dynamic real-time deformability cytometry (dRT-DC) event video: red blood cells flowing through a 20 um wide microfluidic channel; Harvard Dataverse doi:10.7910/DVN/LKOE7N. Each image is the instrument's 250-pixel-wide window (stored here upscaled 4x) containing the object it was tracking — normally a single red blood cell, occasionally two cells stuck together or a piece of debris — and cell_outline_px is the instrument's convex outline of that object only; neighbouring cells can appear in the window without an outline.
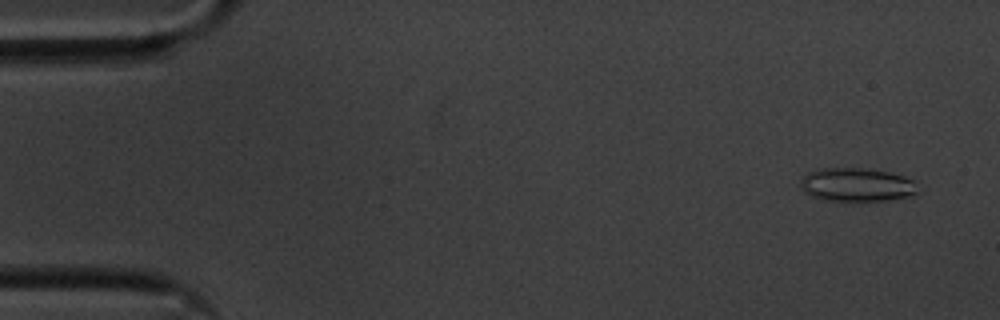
{"species": "common noctule bat (a hibernating species)", "species_latin": "Nyctalus noctula", "temperature_condition": "cold", "stored_images_in_passage": 56, "camera_frame_rate_fps": 3000, "um_per_image_px": 0.085, "animal": {"sex": "male", "body_mass_g": 20.1, "forearm_length_mm": 53.5}, "frame": {"image": 1, "passage_image": 3, "time_ms": 0.667, "image_size_px": [1000, 320], "cell_outline_px": [[920, 192], [908, 196], [888, 200], [824, 200], [812, 196], [804, 192], [800, 188], [800, 180], [808, 172], [816, 168], [868, 168], [892, 172], [904, 176], [912, 180]], "centroid_in_image_um": [72.8, 15.68], "position_along_channel_um": 12.2, "area_um2": 23.06}}
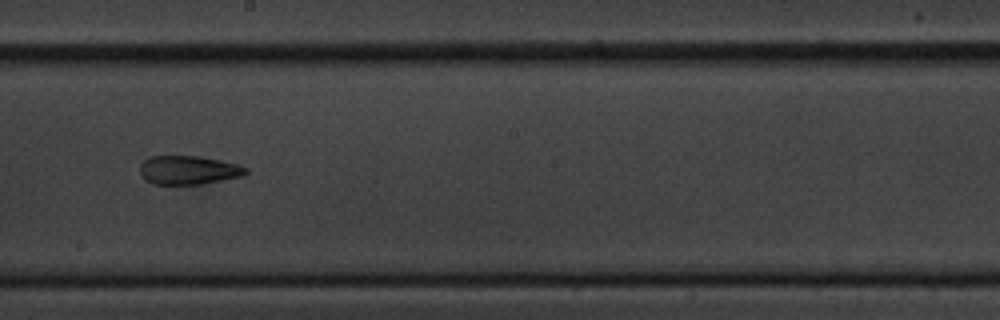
{"frame": {"image": 2, "passage_image": 31, "time_ms": 10.0, "image_size_px": [1000, 320], "cell_outline_px": [[248, 172], [244, 176], [204, 184], [152, 184], [144, 180], [140, 176], [140, 164], [144, 160], [152, 156], [200, 156], [220, 160], [236, 164], [248, 168]], "centroid_in_image_um": [16.02, 14.47], "position_along_channel_um": 232.2, "area_um2": 17.98}}
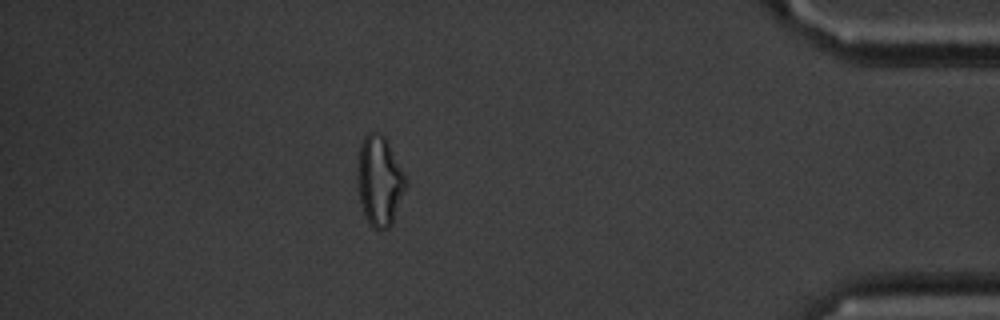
{"frame": {"image": 3, "passage_image": 49, "time_ms": 16.0, "image_size_px": [1000, 320], "cell_outline_px": [[408, 184], [392, 224], [388, 228], [380, 232], [364, 216], [360, 204], [356, 176], [356, 172], [360, 144], [364, 136], [368, 132], [380, 132], [388, 140], [408, 180]], "centroid_in_image_um": [32.26, 15.35], "position_along_channel_um": 402.9, "area_um2": 25.95}, "authors_computed_cell_mechanics": {"area_um2": 20.5479, "velocity_mm_per_s": 3.5736, "shape_relaxation_time_tau1_ms": null, "shape_relaxation_time_tau2_ms": 1.8802, "deformation_change_tau1": null, "deformation_change_tau2": 0.1006}}